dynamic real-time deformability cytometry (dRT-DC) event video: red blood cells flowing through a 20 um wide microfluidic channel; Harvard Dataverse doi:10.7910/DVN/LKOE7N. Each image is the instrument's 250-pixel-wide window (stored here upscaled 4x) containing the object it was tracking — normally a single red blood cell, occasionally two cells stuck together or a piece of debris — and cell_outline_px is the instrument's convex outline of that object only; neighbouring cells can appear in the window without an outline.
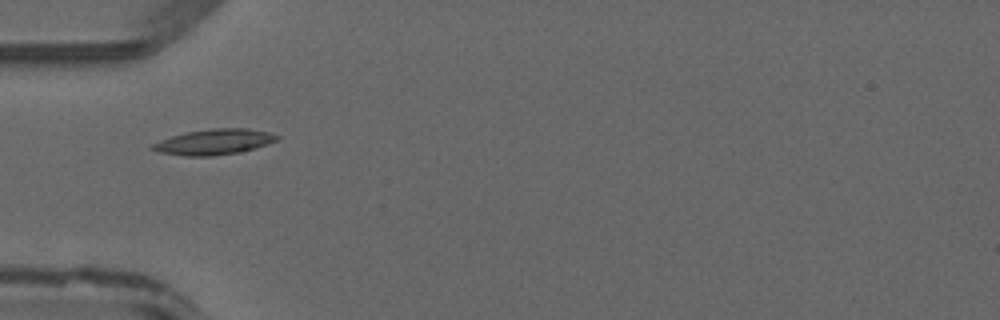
{"species": "common noctule bat (a hibernating species)", "species_latin": "Nyctalus noctula", "temperature_condition": "warm", "stored_images_in_passage": 30, "camera_frame_rate_fps": 3000, "um_per_image_px": 0.085, "animal": {"sex": "male", "forearm_length_mm": 52.5}, "frame": {"image": 1, "passage_image": 1, "time_ms": 0.0, "image_size_px": [1000, 320], "cell_outline_px": [[280, 136], [276, 140], [268, 144], [240, 152], [212, 156], [184, 156], [160, 152], [148, 148], [152, 144], [160, 140], [172, 136], [188, 132], [212, 128], [248, 128], [268, 132]], "centroid_in_image_um": [18.19, 12.06], "position_along_channel_um": 66.8, "area_um2": 18.44}}